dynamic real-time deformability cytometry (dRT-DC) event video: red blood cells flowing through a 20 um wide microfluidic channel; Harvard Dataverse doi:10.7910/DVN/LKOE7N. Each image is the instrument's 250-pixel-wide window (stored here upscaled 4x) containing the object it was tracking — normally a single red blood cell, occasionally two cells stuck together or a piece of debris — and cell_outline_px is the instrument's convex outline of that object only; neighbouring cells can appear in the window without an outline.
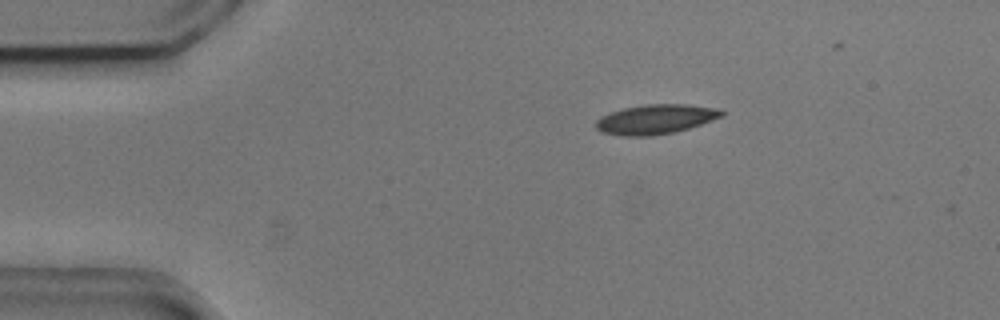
{"species": "common noctule bat (a hibernating species)", "species_latin": "Nyctalus noctula", "temperature_condition": "cold", "stored_images_in_passage": 39, "camera_frame_rate_fps": 3000, "um_per_image_px": 0.085, "animal": {"sex": "male", "body_mass_g": 20.5, "forearm_length_mm": 52.5}, "frame": {"image": 1, "passage_image": 1, "time_ms": 0.0, "image_size_px": [1000, 320], "cell_outline_px": [[724, 116], [676, 132], [652, 136], [620, 136], [600, 132], [596, 128], [596, 120], [600, 116], [624, 108], [644, 104], [688, 104], [720, 108], [724, 112]], "centroid_in_image_um": [55.73, 10.14], "position_along_channel_um": 29.3, "area_um2": 21.91}}
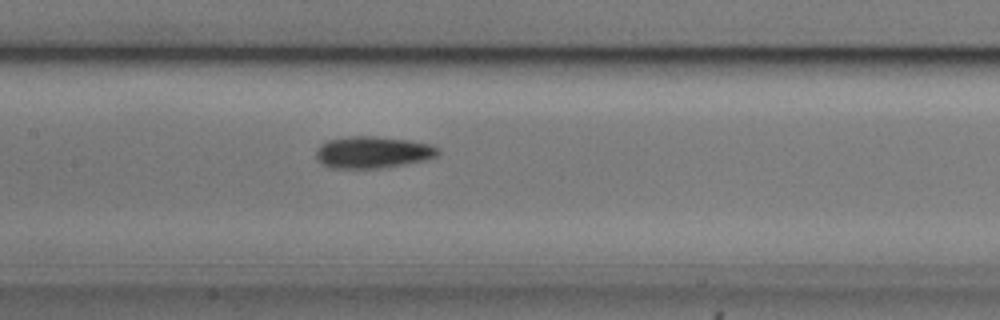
{"frame": {"image": 2, "passage_image": 17, "time_ms": 5.333, "image_size_px": [1000, 320], "cell_outline_px": [[440, 152], [436, 156], [428, 160], [380, 168], [328, 168], [316, 160], [316, 148], [320, 144], [328, 140], [352, 136], [376, 136], [408, 140], [428, 144], [440, 148]], "centroid_in_image_um": [31.66, 12.95], "position_along_channel_um": 175.7, "area_um2": 22.77}}
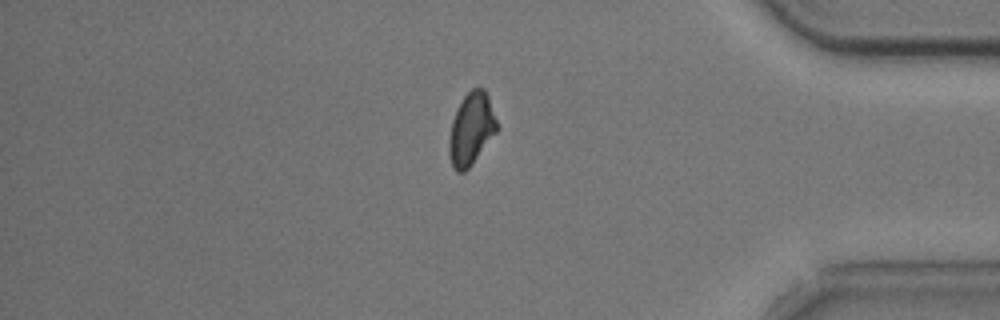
{"frame": {"image": 3, "passage_image": 37, "time_ms": 12.0, "image_size_px": [1000, 320], "cell_outline_px": [[496, 132], [468, 168], [464, 172], [456, 172], [452, 168], [448, 152], [448, 144], [452, 120], [464, 96], [472, 88], [484, 88], [488, 96], [496, 120]], "centroid_in_image_um": [40.02, 10.98], "position_along_channel_um": 395.2, "area_um2": 19.71}, "authors_computed_cell_mechanics": {"area_um2": 21.6172, "velocity_mm_per_s": 3.713, "shape_relaxation_time_tau1_ms": 5.1762, "shape_relaxation_time_tau2_ms": 6.1394, "deformation_change_tau1": 0.1164, "deformation_change_tau2": 0.1099}}